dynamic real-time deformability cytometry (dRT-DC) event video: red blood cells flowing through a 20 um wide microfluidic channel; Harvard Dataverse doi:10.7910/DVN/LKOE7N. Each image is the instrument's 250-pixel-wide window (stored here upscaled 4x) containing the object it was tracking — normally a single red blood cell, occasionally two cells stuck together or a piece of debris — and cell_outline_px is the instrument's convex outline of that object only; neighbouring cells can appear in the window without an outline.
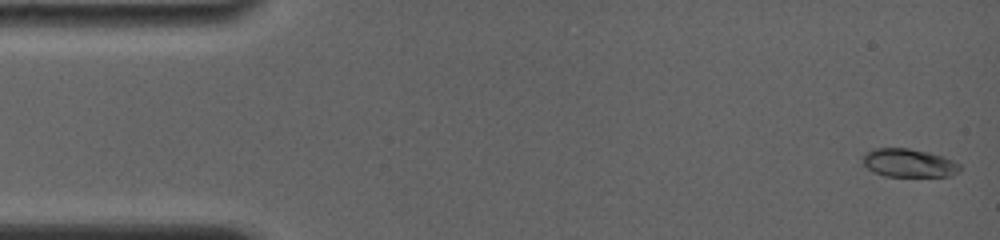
{"species": "common noctule bat (a hibernating species)", "species_latin": "Nyctalus noctula", "temperature_condition": "room temperature", "stored_images_in_passage": 74, "camera_frame_rate_fps": 4000, "um_per_image_px": 0.085, "animal": {"sex": "female", "body_mass_g": 19.0, "forearm_length_mm": 56.7}, "frame": {"image": 1, "passage_image": 3, "time_ms": 0.25, "image_size_px": [1000, 240], "cell_outline_px": [[960, 172], [948, 176], [884, 176], [872, 172], [864, 164], [864, 152], [876, 148], [908, 148], [928, 152], [952, 160], [960, 164]], "centroid_in_image_um": [77.24, 13.86], "position_along_channel_um": 7.8, "area_um2": 15.95}}
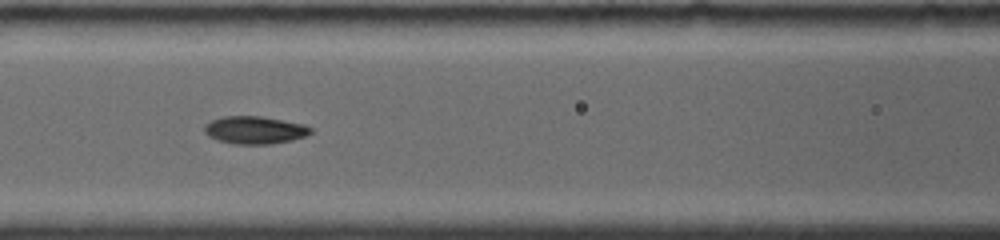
{"frame": {"image": 2, "passage_image": 50, "time_ms": 7.0, "image_size_px": [1000, 240], "cell_outline_px": [[312, 132], [304, 136], [292, 140], [272, 144], [232, 144], [208, 136], [204, 132], [204, 124], [212, 120], [224, 116], [264, 116], [304, 124], [312, 128]], "centroid_in_image_um": [21.65, 11.05], "position_along_channel_um": 144.9, "area_um2": 17.22}}
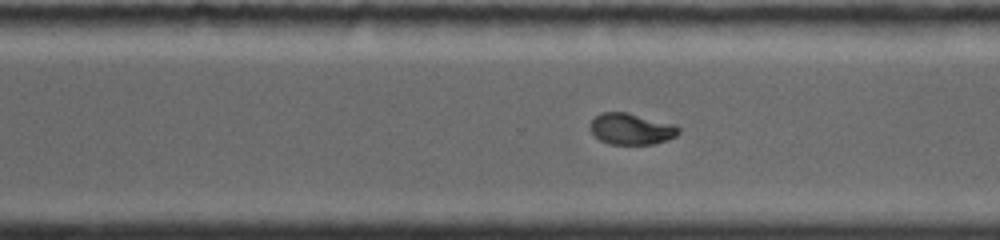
{"frame": {"image": 3, "passage_image": 74, "time_ms": 11.5, "image_size_px": [1000, 240], "cell_outline_px": [[680, 132], [676, 136], [668, 140], [652, 144], [608, 144], [600, 140], [588, 128], [588, 124], [600, 112], [628, 112], [676, 124], [680, 128]], "centroid_in_image_um": [53.66, 10.95], "position_along_channel_um": 316.9, "area_um2": 16.42}}